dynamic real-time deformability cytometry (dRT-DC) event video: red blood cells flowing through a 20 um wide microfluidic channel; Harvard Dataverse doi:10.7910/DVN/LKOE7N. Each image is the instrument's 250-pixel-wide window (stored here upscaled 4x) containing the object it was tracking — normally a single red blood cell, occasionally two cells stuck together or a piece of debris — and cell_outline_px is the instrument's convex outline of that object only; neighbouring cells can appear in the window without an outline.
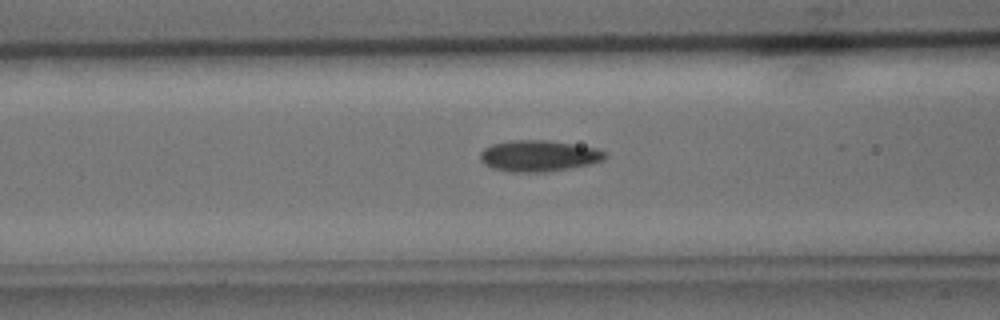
{"species": "common noctule bat (a hibernating species)", "species_latin": "Nyctalus noctula", "temperature_condition": "cold", "stored_images_in_passage": 28, "camera_frame_rate_fps": 3000, "um_per_image_px": 0.085, "animal": {"sex": "male", "body_mass_g": 15.6}, "frame": {"image": 1, "passage_image": 7, "time_ms": 2.0, "image_size_px": [1000, 320], "cell_outline_px": [[608, 156], [604, 160], [588, 164], [568, 168], [544, 172], [512, 172], [492, 168], [484, 164], [480, 160], [480, 152], [484, 148], [492, 144], [512, 140], [548, 140], [596, 148], [608, 152]], "centroid_in_image_um": [45.79, 13.24], "position_along_channel_um": 120.8, "area_um2": 22.72}}
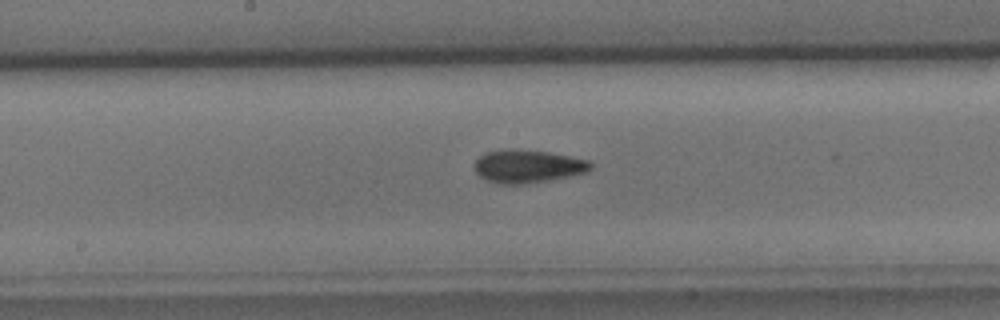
{"frame": {"image": 2, "passage_image": 13, "time_ms": 4.0, "image_size_px": [1000, 320], "cell_outline_px": [[592, 168], [588, 172], [548, 180], [520, 184], [496, 184], [480, 176], [476, 172], [476, 160], [484, 152], [504, 148], [512, 148], [548, 152], [588, 160], [592, 164]], "centroid_in_image_um": [44.84, 14.12], "position_along_channel_um": 203.4, "area_um2": 22.31}}
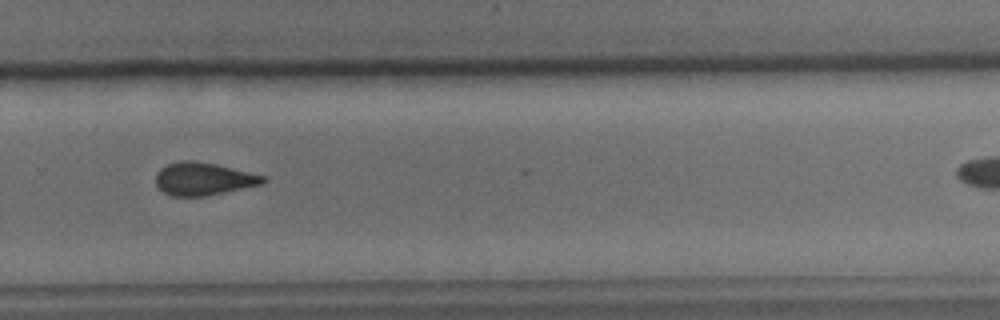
{"frame": {"image": 3, "passage_image": 21, "time_ms": 6.667, "image_size_px": [1000, 320], "cell_outline_px": [[268, 180], [264, 184], [208, 196], [172, 196], [164, 192], [156, 184], [156, 172], [160, 168], [168, 164], [180, 160], [196, 160], [216, 164], [268, 176]], "centroid_in_image_um": [17.35, 15.2], "position_along_channel_um": 312.5, "area_um2": 20.87}}